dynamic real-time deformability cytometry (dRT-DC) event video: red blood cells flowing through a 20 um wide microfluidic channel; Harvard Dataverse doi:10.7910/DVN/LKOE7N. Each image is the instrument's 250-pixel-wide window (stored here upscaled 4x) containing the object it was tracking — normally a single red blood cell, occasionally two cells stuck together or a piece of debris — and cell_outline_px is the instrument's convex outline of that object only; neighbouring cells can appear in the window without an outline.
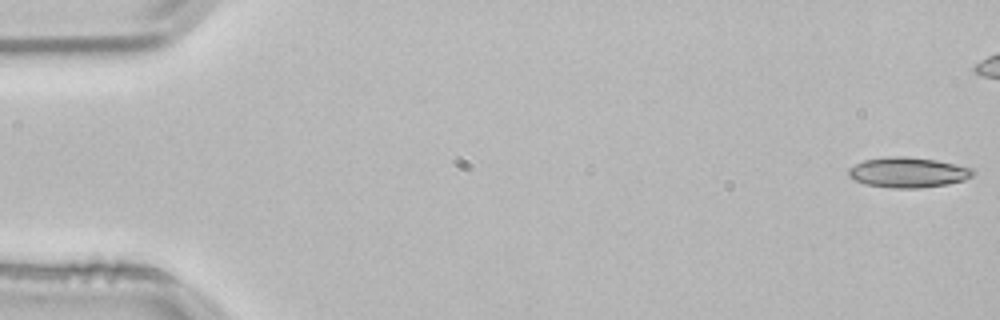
{"species": "common noctule bat (a hibernating species)", "species_latin": "Nyctalus noctula", "temperature_condition": "room temperature", "stored_images_in_passage": 45, "camera_frame_rate_fps": 3000, "um_per_image_px": 0.085, "animal": {"sex": "male", "body_mass_g": 21.5, "forearm_length_mm": 52.0}, "frame": {"image": 1, "passage_image": 1, "time_ms": 0.0, "image_size_px": [1000, 320], "cell_outline_px": [[976, 172], [972, 176], [964, 180], [948, 184], [920, 188], [892, 188], [864, 184], [848, 176], [848, 168], [864, 160], [888, 156], [908, 156], [936, 160], [972, 168]], "centroid_in_image_um": [77.18, 14.65], "position_along_channel_um": 7.8, "area_um2": 22.02}}
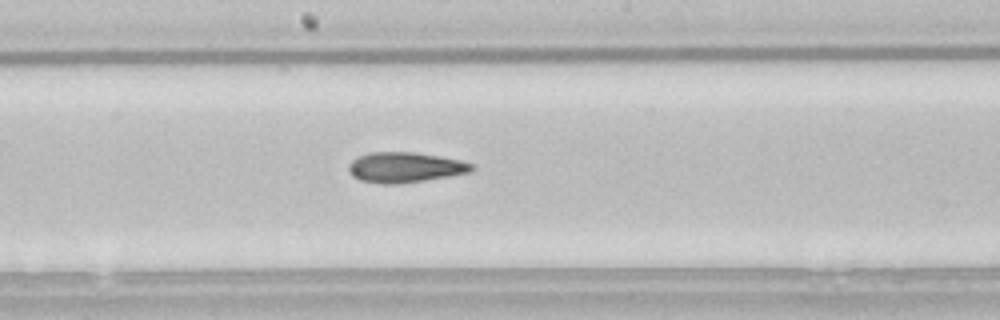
{"frame": {"image": 2, "passage_image": 28, "time_ms": 9.0, "image_size_px": [1000, 320], "cell_outline_px": [[476, 168], [468, 172], [448, 176], [424, 180], [396, 184], [384, 184], [360, 180], [352, 176], [348, 172], [348, 164], [352, 160], [368, 152], [416, 152], [460, 160], [472, 164]], "centroid_in_image_um": [34.38, 14.22], "position_along_channel_um": 213.8, "area_um2": 21.62}}
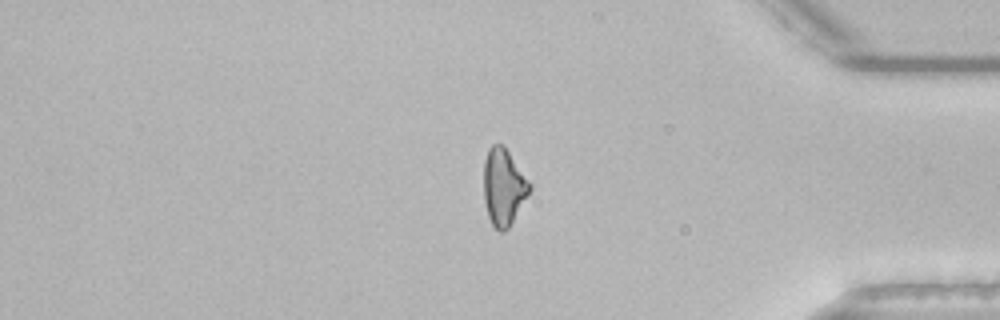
{"frame": {"image": 3, "passage_image": 44, "time_ms": 14.333, "image_size_px": [1000, 320], "cell_outline_px": [[532, 188], [528, 196], [508, 228], [504, 232], [500, 232], [492, 224], [488, 216], [484, 200], [484, 160], [488, 148], [492, 144], [504, 144], [532, 184]], "centroid_in_image_um": [42.82, 15.86], "position_along_channel_um": 392.4, "area_um2": 20.75}}